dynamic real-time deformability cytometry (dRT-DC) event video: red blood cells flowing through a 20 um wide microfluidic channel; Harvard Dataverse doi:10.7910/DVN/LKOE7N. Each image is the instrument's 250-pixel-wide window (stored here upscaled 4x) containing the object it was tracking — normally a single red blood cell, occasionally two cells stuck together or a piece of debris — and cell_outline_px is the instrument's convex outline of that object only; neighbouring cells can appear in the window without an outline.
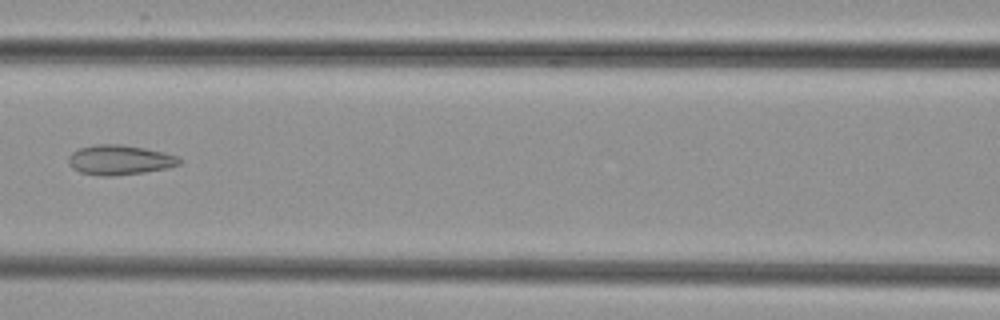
{"species": "common noctule bat (a hibernating species)", "species_latin": "Nyctalus noctula", "temperature_condition": "cold", "stored_images_in_passage": 7, "camera_frame_rate_fps": 3000, "um_per_image_px": 0.085, "animal": {"sex": "female", "body_mass_g": 29.2, "forearm_length_mm": 56.3}, "frame": {"image": 1, "passage_image": 6, "time_ms": 7.0, "image_size_px": [1000, 320], "cell_outline_px": [[180, 164], [168, 168], [144, 172], [112, 176], [104, 176], [80, 172], [72, 168], [68, 164], [68, 156], [72, 152], [80, 148], [96, 144], [120, 144], [144, 148], [164, 152], [176, 156], [180, 160]], "centroid_in_image_um": [10.14, 13.59], "position_along_channel_um": 156.5, "area_um2": 19.19}}
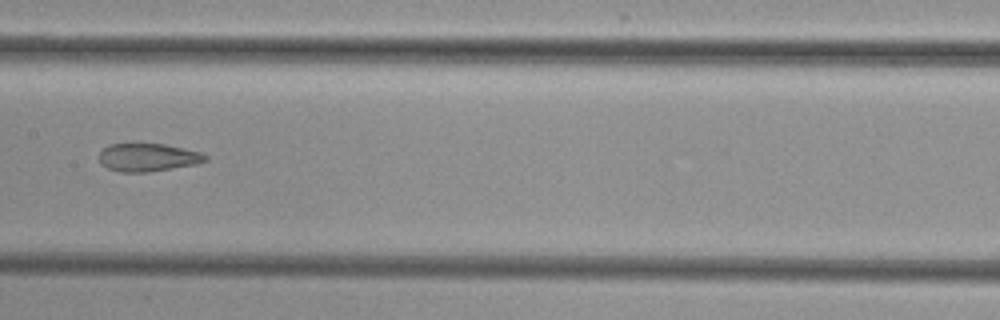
{"frame": {"image": 2, "passage_image": 7, "time_ms": 8.0, "image_size_px": [1000, 320], "cell_outline_px": [[208, 160], [196, 164], [148, 172], [120, 172], [108, 168], [100, 164], [100, 152], [108, 144], [164, 144], [200, 152], [208, 156]], "centroid_in_image_um": [12.57, 13.38], "position_along_channel_um": 194.8, "area_um2": 17.22}}